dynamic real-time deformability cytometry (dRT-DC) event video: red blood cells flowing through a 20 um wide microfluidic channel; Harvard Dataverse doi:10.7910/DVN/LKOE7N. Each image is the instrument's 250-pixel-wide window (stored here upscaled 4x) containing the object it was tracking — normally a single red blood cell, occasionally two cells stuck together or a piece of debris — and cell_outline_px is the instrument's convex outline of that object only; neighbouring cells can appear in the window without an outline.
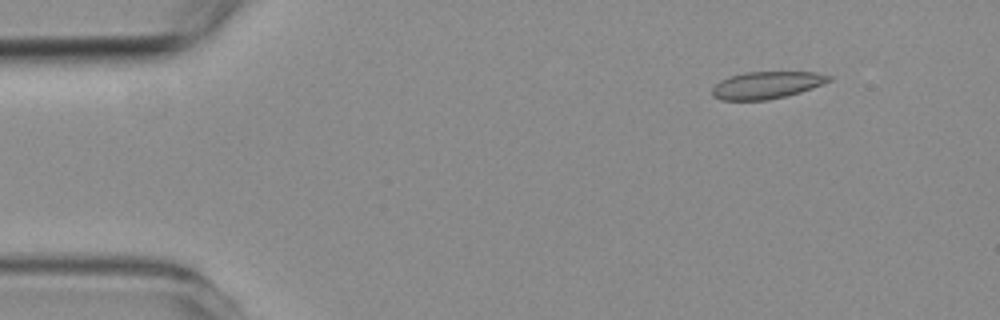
{"species": "common noctule bat (a hibernating species)", "species_latin": "Nyctalus noctula", "temperature_condition": "room temperature", "stored_images_in_passage": 3, "camera_frame_rate_fps": 3000, "um_per_image_px": 0.085, "animal": {"sex": "female", "body_mass_g": 19.3, "forearm_length_mm": 54.1}, "frame": {"image": 1, "passage_image": 1, "time_ms": 0.0, "image_size_px": [1000, 320], "cell_outline_px": [[832, 80], [812, 88], [800, 92], [768, 100], [720, 100], [712, 96], [712, 88], [720, 80], [728, 76], [744, 72], [816, 72], [832, 76]], "centroid_in_image_um": [65.14, 7.23], "position_along_channel_um": 19.9, "area_um2": 18.55}}